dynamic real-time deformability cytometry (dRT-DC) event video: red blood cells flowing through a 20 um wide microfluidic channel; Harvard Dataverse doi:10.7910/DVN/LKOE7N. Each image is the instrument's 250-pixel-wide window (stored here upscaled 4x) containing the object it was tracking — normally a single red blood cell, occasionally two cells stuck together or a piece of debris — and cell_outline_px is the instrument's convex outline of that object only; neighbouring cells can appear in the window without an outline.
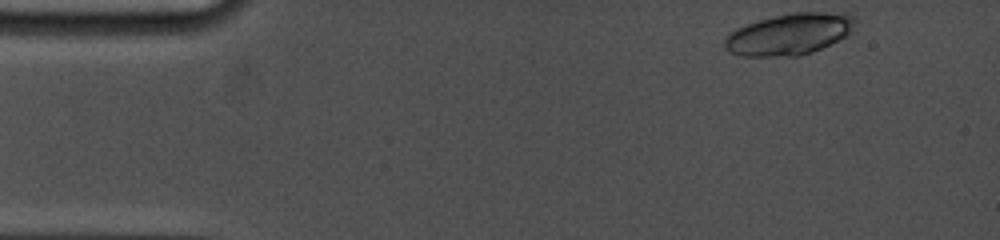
{"species": "common noctule bat (a hibernating species)", "species_latin": "Nyctalus noctula", "temperature_condition": "cold", "stored_images_in_passage": 11, "camera_frame_rate_fps": 5000, "um_per_image_px": 0.085, "animal": {"sex": "female", "body_mass_g": 19.0, "forearm_length_mm": 53.3}, "frame": {"image": 1, "passage_image": 1, "time_ms": 0.0, "image_size_px": [1000, 240], "cell_outline_px": [[856, 20], [852, 32], [812, 52], [800, 56], [740, 56], [728, 52], [724, 48], [724, 36], [736, 28], [760, 20], [792, 12], [848, 12], [856, 16]], "centroid_in_image_um": [67.09, 2.89], "position_along_channel_um": 17.9, "area_um2": 31.67}}